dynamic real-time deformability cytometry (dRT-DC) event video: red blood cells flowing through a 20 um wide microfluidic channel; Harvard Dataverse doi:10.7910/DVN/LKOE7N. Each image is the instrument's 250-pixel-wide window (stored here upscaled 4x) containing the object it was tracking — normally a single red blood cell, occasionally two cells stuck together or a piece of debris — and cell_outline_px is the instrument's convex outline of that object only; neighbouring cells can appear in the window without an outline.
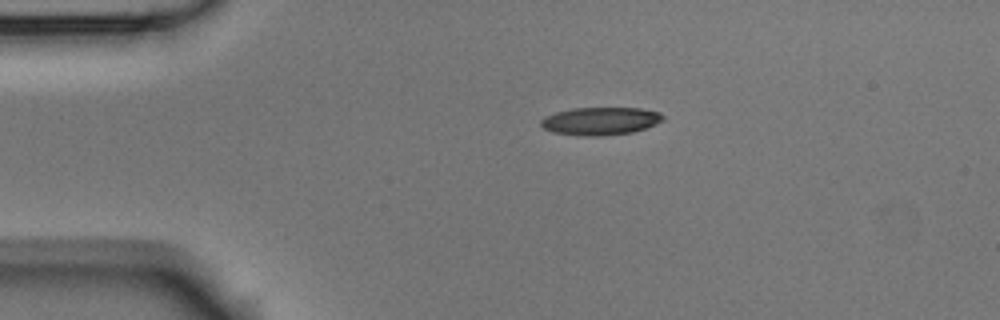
{"species": "Egyptian fruit bat (a non-hibernating species)", "species_latin": "Rousettus aegyptiacus", "temperature_condition": "room temperature", "stored_images_in_passage": 3, "camera_frame_rate_fps": 3000, "um_per_image_px": 0.085, "animal": {"sex": "male"}, "frame": {"image": 1, "passage_image": 2, "time_ms": 0.333, "image_size_px": [1000, 320], "cell_outline_px": [[664, 120], [656, 124], [632, 132], [600, 136], [580, 136], [552, 132], [544, 128], [540, 124], [540, 120], [544, 116], [556, 112], [572, 108], [640, 108], [660, 112], [664, 116]], "centroid_in_image_um": [51.02, 10.29], "position_along_channel_um": 34.0, "area_um2": 19.88}}